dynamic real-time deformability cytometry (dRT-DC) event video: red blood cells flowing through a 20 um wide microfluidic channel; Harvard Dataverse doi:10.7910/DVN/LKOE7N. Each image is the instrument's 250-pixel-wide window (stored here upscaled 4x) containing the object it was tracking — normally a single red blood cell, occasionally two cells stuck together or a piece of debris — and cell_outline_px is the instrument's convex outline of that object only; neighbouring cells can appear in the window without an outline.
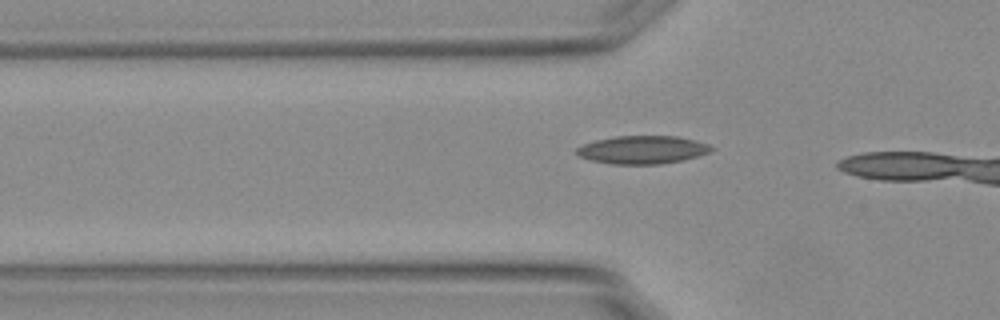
{"species": "Egyptian fruit bat (a non-hibernating species)", "species_latin": "Rousettus aegyptiacus", "temperature_condition": "warm", "stored_images_in_passage": 7, "camera_frame_rate_fps": 3000, "um_per_image_px": 0.085, "animal": {"sex": "female"}, "frame": {"image": 1, "passage_image": 5, "time_ms": 1.333, "image_size_px": [1000, 320], "cell_outline_px": [[716, 148], [712, 152], [684, 160], [660, 164], [612, 164], [592, 160], [580, 156], [576, 152], [576, 148], [584, 144], [596, 140], [616, 136], [676, 136], [708, 144]], "centroid_in_image_um": [54.65, 12.73], "position_along_channel_um": 71.1, "area_um2": 21.96}}